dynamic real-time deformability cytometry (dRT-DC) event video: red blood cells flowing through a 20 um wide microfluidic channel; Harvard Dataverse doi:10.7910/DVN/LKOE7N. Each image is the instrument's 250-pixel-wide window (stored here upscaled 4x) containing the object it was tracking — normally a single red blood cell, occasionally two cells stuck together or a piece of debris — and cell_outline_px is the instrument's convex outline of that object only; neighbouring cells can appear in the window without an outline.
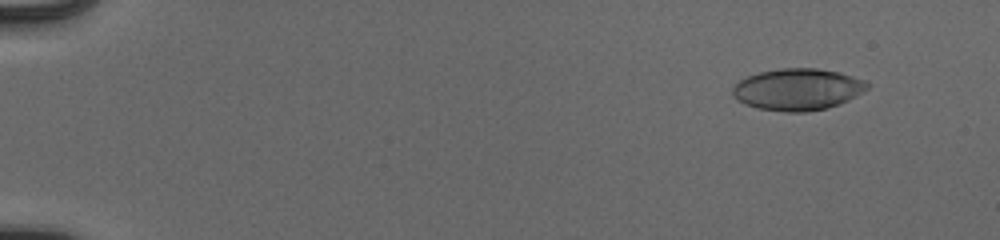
{"species": "human", "species_latin": "Homo sapiens", "temperature_condition": "cold", "stored_images_in_passage": 55, "camera_frame_rate_fps": 3000, "um_per_image_px": 0.085, "donor": {"sex": "male"}, "frame": {"image": 1, "passage_image": 6, "time_ms": 1.667, "image_size_px": [1000, 240], "cell_outline_px": [[868, 88], [848, 100], [840, 104], [828, 108], [808, 112], [784, 112], [756, 108], [744, 104], [736, 100], [732, 96], [732, 88], [740, 80], [748, 76], [760, 72], [780, 68], [816, 68], [840, 72], [864, 80], [868, 84]], "centroid_in_image_um": [67.77, 7.61], "position_along_channel_um": 17.2, "area_um2": 32.89}}
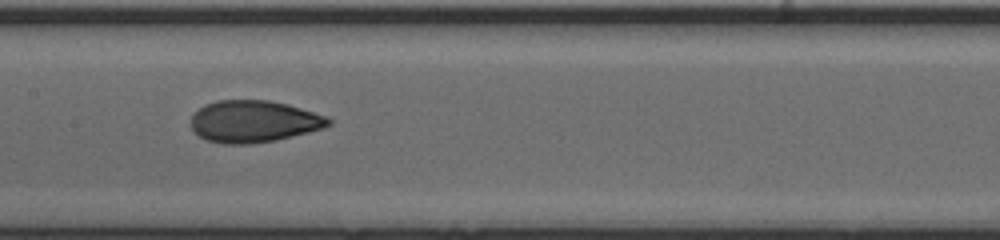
{"frame": {"image": 2, "passage_image": 30, "time_ms": 9.667, "image_size_px": [1000, 240], "cell_outline_px": [[332, 124], [308, 132], [276, 140], [252, 144], [224, 144], [208, 140], [192, 132], [192, 116], [204, 104], [216, 100], [268, 100], [288, 104], [328, 116], [332, 120]], "centroid_in_image_um": [21.57, 10.32], "position_along_channel_um": 185.8, "area_um2": 33.64}}
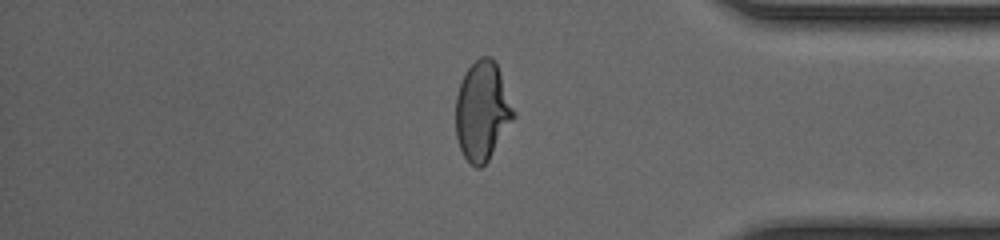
{"frame": {"image": 3, "passage_image": 47, "time_ms": 15.333, "image_size_px": [1000, 240], "cell_outline_px": [[516, 116], [488, 160], [480, 168], [476, 168], [464, 156], [460, 148], [456, 136], [456, 96], [464, 72], [480, 56], [492, 56], [500, 72], [516, 112]], "centroid_in_image_um": [41.0, 9.42], "position_along_channel_um": 394.2, "area_um2": 33.35}, "authors_computed_cell_mechanics": {"area_um2": 32.8882, "velocity_mm_per_s": 3.9569, "shape_relaxation_time_tau1_ms": 6.5968, "shape_relaxation_time_tau2_ms": 1.3799, "deformation_change_tau1": 0.2277, "deformation_change_tau2": 0.0543}}